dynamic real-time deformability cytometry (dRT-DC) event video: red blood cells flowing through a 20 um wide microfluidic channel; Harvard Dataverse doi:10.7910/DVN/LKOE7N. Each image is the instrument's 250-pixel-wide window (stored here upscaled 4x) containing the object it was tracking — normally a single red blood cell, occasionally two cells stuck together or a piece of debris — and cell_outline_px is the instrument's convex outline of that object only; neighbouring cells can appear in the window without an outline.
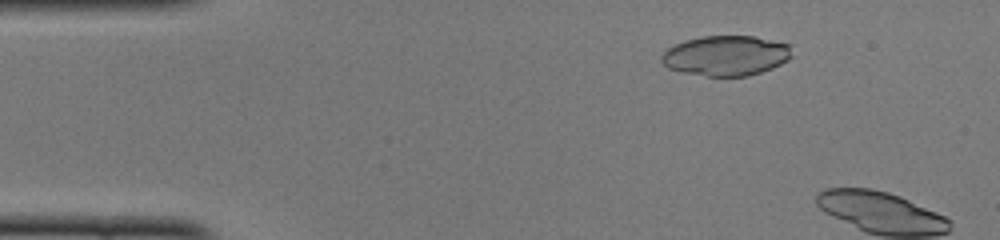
{"species": "common noctule bat (a hibernating species)", "species_latin": "Nyctalus noctula", "temperature_condition": "cold", "stored_images_in_passage": 10, "camera_frame_rate_fps": 3000, "um_per_image_px": 0.085, "animal": {"sex": "female", "body_mass_g": 22.0, "forearm_length_mm": 56.7}, "frame": {"image": 1, "passage_image": 7, "time_ms": 2.0, "image_size_px": [1000, 240], "cell_outline_px": [[792, 56], [788, 60], [772, 68], [748, 76], [708, 76], [684, 72], [668, 68], [660, 60], [660, 56], [668, 48], [684, 40], [700, 36], [752, 36], [792, 44]], "centroid_in_image_um": [61.73, 4.72], "position_along_channel_um": 23.3, "area_um2": 30.58}}